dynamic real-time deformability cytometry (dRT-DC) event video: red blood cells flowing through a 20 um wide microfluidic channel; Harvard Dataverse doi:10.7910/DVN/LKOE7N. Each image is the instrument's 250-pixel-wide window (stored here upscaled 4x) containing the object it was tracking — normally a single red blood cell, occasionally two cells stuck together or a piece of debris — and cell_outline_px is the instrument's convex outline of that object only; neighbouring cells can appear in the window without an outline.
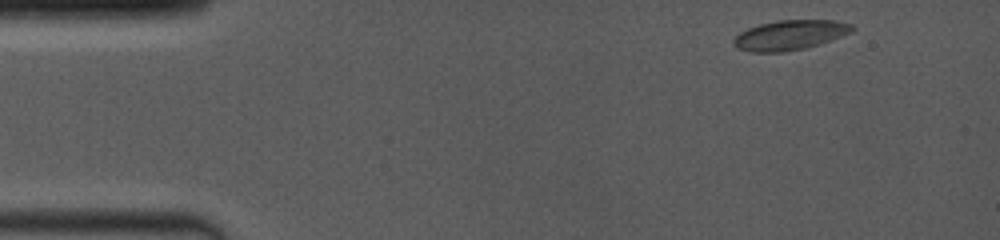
{"species": "common noctule bat (a hibernating species)", "species_latin": "Nyctalus noctula", "temperature_condition": "room temperature", "stored_images_in_passage": 12, "camera_frame_rate_fps": 4000, "um_per_image_px": 0.085, "animal": {"sex": "female", "body_mass_g": 19.0, "forearm_length_mm": 53.3}, "frame": {"image": 1, "passage_image": 1, "time_ms": 0.0, "image_size_px": [1000, 240], "cell_outline_px": [[852, 32], [820, 44], [808, 48], [784, 52], [748, 52], [736, 48], [732, 40], [740, 32], [748, 28], [760, 24], [780, 20], [832, 20], [852, 24]], "centroid_in_image_um": [67.11, 2.99], "position_along_channel_um": 17.9, "area_um2": 20.63}}
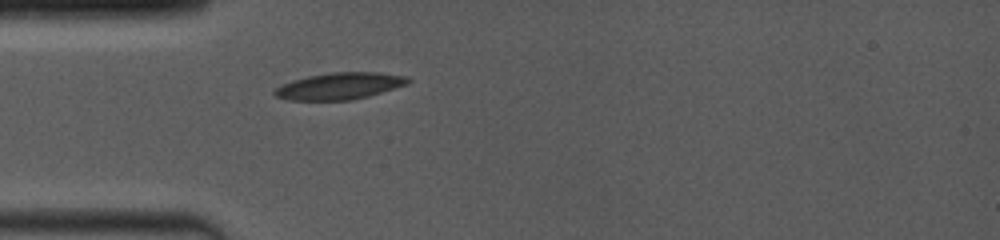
{"frame": {"image": 2, "passage_image": 9, "time_ms": 3.25, "image_size_px": [1000, 240], "cell_outline_px": [[412, 80], [408, 84], [368, 96], [352, 100], [288, 100], [276, 96], [272, 92], [276, 88], [292, 80], [308, 76], [332, 72], [376, 72], [408, 76]], "centroid_in_image_um": [28.89, 7.31], "position_along_channel_um": 56.1, "area_um2": 20.75}}
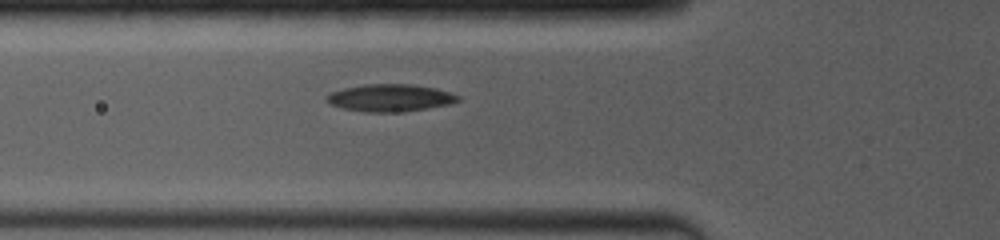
{"frame": {"image": 3, "passage_image": 12, "time_ms": 4.25, "image_size_px": [1000, 240], "cell_outline_px": [[460, 100], [448, 104], [428, 108], [404, 112], [364, 112], [344, 108], [328, 104], [324, 100], [324, 96], [332, 92], [344, 88], [364, 84], [412, 84], [436, 88], [460, 96]], "centroid_in_image_um": [33.12, 8.32], "position_along_channel_um": 92.7, "area_um2": 21.04}}